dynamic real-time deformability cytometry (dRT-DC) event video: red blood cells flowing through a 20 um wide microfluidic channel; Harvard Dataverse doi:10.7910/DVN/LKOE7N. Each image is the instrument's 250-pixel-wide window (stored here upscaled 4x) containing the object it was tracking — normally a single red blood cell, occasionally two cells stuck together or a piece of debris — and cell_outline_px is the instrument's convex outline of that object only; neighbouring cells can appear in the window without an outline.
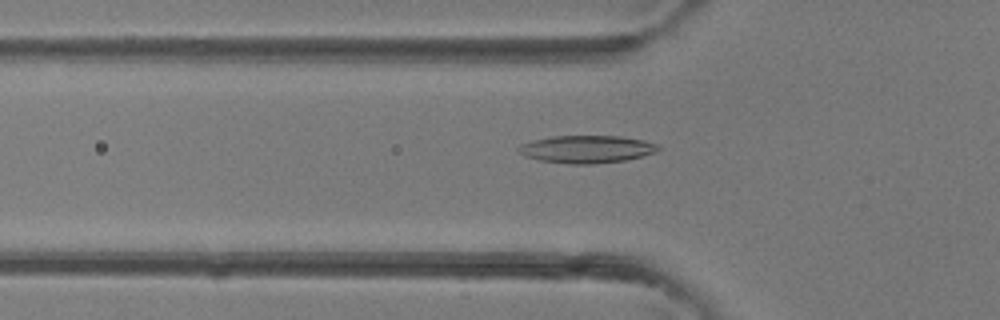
{"species": "common noctule bat (a hibernating species)", "species_latin": "Nyctalus noctula", "temperature_condition": "room temperature", "stored_images_in_passage": 41, "camera_frame_rate_fps": 3000, "um_per_image_px": 0.085, "animal": {"sex": "female"}, "frame": {"image": 1, "passage_image": 14, "time_ms": 4.333, "image_size_px": [1000, 320], "cell_outline_px": [[660, 148], [656, 152], [624, 160], [592, 164], [568, 164], [540, 160], [524, 156], [516, 148], [520, 144], [532, 140], [552, 136], [620, 136], [644, 140], [656, 144]], "centroid_in_image_um": [49.82, 12.67], "position_along_channel_um": 76.0, "area_um2": 22.37}}
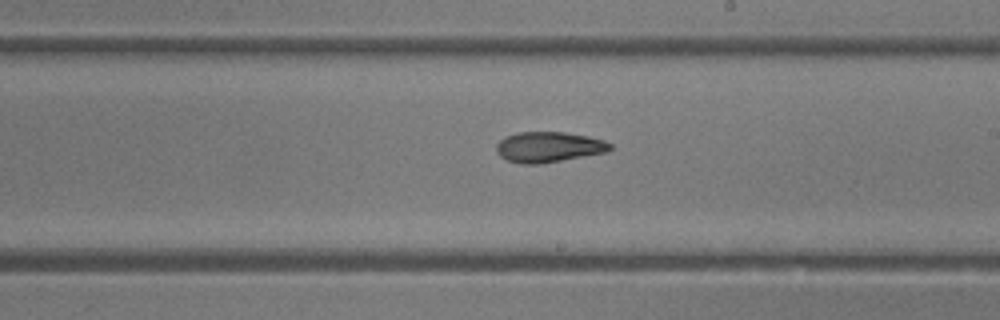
{"frame": {"image": 2, "passage_image": 24, "time_ms": 7.667, "image_size_px": [1000, 320], "cell_outline_px": [[612, 148], [604, 152], [540, 164], [520, 164], [508, 160], [500, 156], [496, 152], [496, 144], [504, 136], [516, 132], [564, 132], [588, 136], [604, 140], [612, 144]], "centroid_in_image_um": [46.59, 12.49], "position_along_channel_um": 242.4, "area_um2": 20.17}}
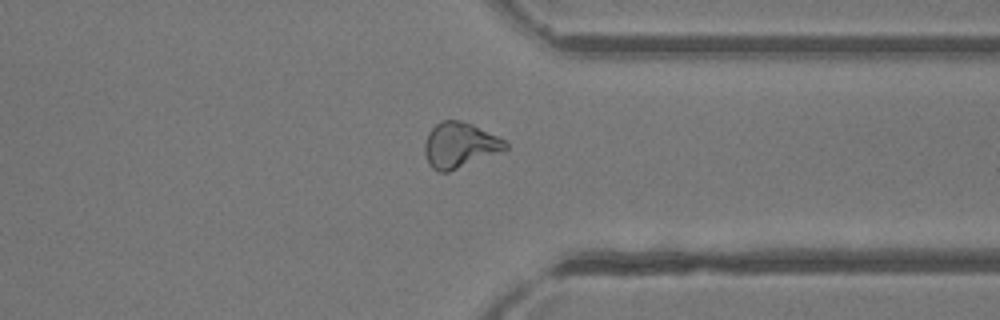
{"frame": {"image": 3, "passage_image": 32, "time_ms": 10.333, "image_size_px": [1000, 320], "cell_outline_px": [[508, 148], [448, 172], [440, 172], [432, 168], [428, 164], [424, 152], [424, 144], [428, 132], [440, 120], [460, 120], [472, 124], [504, 140], [508, 144]], "centroid_in_image_um": [39.02, 12.32], "position_along_channel_um": 372.4, "area_um2": 21.04}}